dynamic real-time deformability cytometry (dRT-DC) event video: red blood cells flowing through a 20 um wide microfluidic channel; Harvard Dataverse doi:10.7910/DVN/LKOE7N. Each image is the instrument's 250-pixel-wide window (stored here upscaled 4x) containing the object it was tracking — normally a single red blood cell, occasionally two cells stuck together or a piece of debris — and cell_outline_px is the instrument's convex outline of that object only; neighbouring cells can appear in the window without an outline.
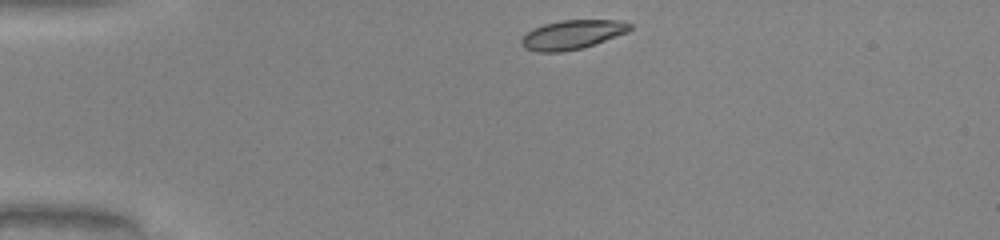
{"species": "common noctule bat (a hibernating species)", "species_latin": "Nyctalus noctula", "temperature_condition": "warm", "stored_images_in_passage": 34, "camera_frame_rate_fps": 3000, "um_per_image_px": 0.085, "animal": {"sex": "male", "body_mass_g": 20.0, "forearm_length_mm": 53.3}, "frame": {"image": 1, "passage_image": 1, "time_ms": 0.0, "image_size_px": [1000, 240], "cell_outline_px": [[632, 28], [628, 32], [580, 48], [560, 52], [536, 52], [524, 48], [520, 44], [520, 40], [528, 32], [544, 24], [560, 20], [620, 20], [632, 24]], "centroid_in_image_um": [48.63, 2.94], "position_along_channel_um": 36.4, "area_um2": 18.21}}
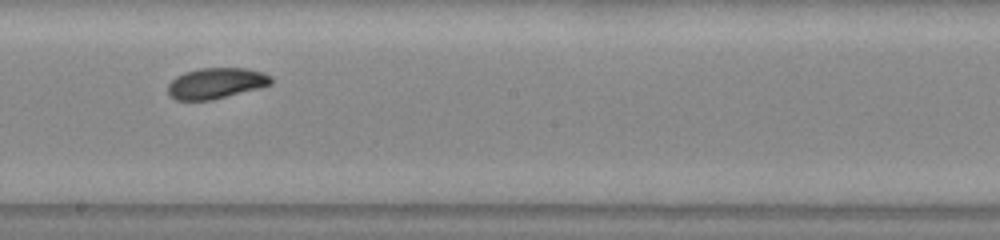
{"frame": {"image": 2, "passage_image": 19, "time_ms": 6.0, "image_size_px": [1000, 240], "cell_outline_px": [[272, 84], [260, 88], [212, 100], [176, 100], [168, 96], [168, 84], [176, 76], [184, 72], [200, 68], [248, 68], [264, 72], [272, 76]], "centroid_in_image_um": [18.38, 7.07], "position_along_channel_um": 229.8, "area_um2": 18.79}}
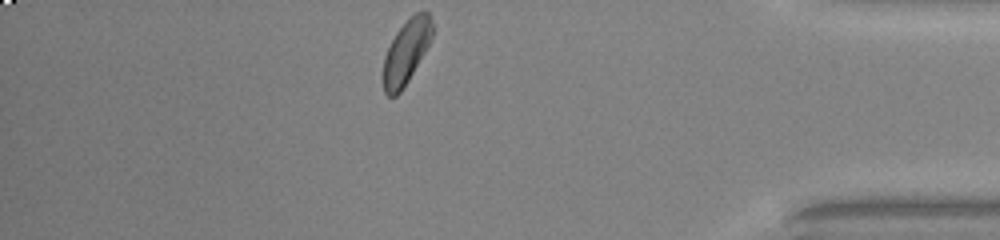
{"frame": {"image": 3, "passage_image": 34, "time_ms": 11.0, "image_size_px": [1000, 240], "cell_outline_px": [[432, 36], [424, 52], [408, 80], [400, 92], [396, 96], [388, 96], [384, 92], [384, 56], [396, 32], [416, 12], [428, 12], [432, 20]], "centroid_in_image_um": [34.53, 4.41], "position_along_channel_um": 400.7, "area_um2": 17.63}, "authors_computed_cell_mechanics": {"area_um2": 18.8428, "velocity_mm_per_s": 4.0786, "shape_relaxation_time_tau1_ms": 2.1074, "shape_relaxation_time_tau2_ms": null, "deformation_change_tau1": 0.0777, "deformation_change_tau2": null}}